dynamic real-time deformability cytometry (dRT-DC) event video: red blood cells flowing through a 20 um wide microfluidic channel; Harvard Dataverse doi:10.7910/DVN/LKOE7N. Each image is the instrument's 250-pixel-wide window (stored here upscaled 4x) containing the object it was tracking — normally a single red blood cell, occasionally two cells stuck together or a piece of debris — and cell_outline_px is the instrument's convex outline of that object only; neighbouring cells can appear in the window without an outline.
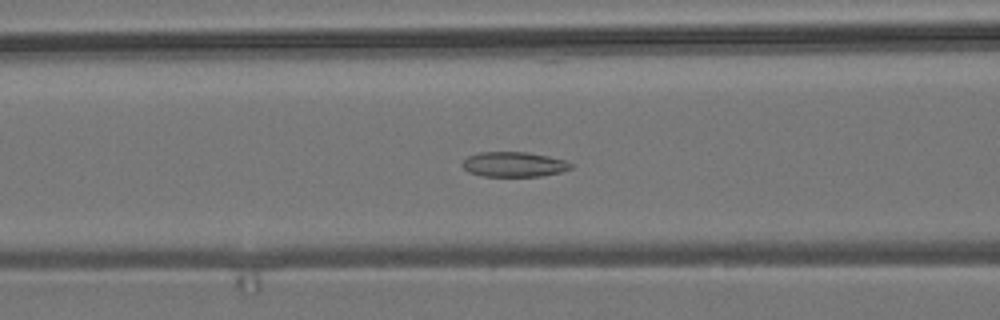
{"species": "common noctule bat (a hibernating species)", "species_latin": "Nyctalus noctula", "temperature_condition": "room temperature", "stored_images_in_passage": 36, "camera_frame_rate_fps": 3000, "um_per_image_px": 0.085, "animal": {"sex": "male", "body_mass_g": 19.2, "forearm_length_mm": 51.8}, "frame": {"image": 1, "passage_image": 18, "time_ms": 5.667, "image_size_px": [1000, 320], "cell_outline_px": [[572, 168], [560, 172], [540, 176], [484, 176], [468, 172], [460, 164], [468, 156], [476, 152], [528, 152], [548, 156], [564, 160], [572, 164]], "centroid_in_image_um": [43.65, 13.96], "position_along_channel_um": 123.0, "area_um2": 15.78}}
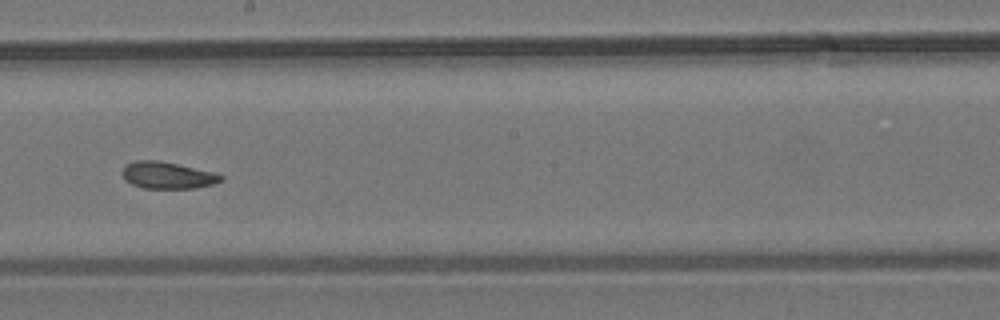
{"frame": {"image": 2, "passage_image": 27, "time_ms": 8.667, "image_size_px": [1000, 320], "cell_outline_px": [[224, 180], [212, 184], [196, 188], [144, 188], [132, 184], [124, 180], [120, 172], [124, 164], [136, 160], [156, 160], [176, 164], [212, 172], [224, 176]], "centroid_in_image_um": [14.17, 14.9], "position_along_channel_um": 234.0, "area_um2": 15.43}}
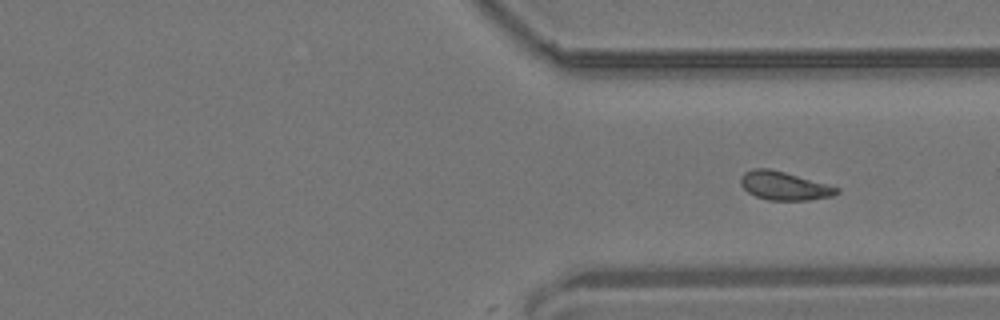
{"frame": {"image": 3, "passage_image": 36, "time_ms": 11.667, "image_size_px": [1000, 320], "cell_outline_px": [[840, 192], [832, 196], [808, 200], [768, 200], [756, 196], [748, 192], [740, 184], [740, 176], [744, 172], [752, 168], [768, 168], [784, 172], [828, 184], [840, 188]], "centroid_in_image_um": [66.64, 15.79], "position_along_channel_um": 344.8, "area_um2": 15.95}}